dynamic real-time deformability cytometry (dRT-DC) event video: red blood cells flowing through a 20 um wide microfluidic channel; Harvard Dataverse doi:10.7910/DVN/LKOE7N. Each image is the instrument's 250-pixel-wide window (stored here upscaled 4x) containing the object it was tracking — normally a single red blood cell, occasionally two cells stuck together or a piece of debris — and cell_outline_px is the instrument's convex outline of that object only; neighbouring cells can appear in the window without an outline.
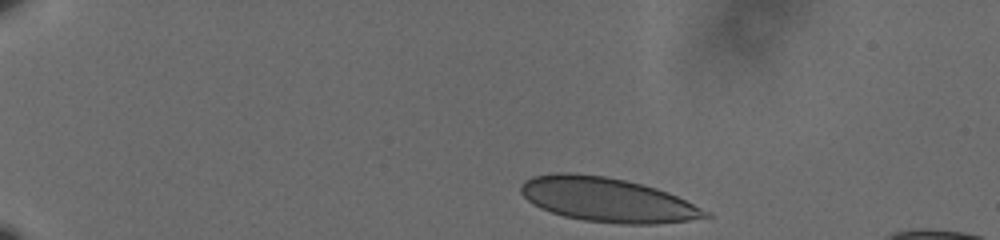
{"species": "human", "species_latin": "Homo sapiens", "temperature_condition": "cold", "stored_images_in_passage": 43, "camera_frame_rate_fps": 3000, "um_per_image_px": 0.085, "donor": {"sex": "male"}, "frame": {"image": 1, "passage_image": 1, "time_ms": 0.0, "image_size_px": [1000, 240], "cell_outline_px": [[712, 216], [688, 220], [656, 224], [620, 224], [584, 220], [564, 216], [540, 208], [532, 204], [520, 192], [520, 184], [524, 180], [532, 176], [556, 172], [572, 172], [604, 176], [624, 180], [656, 188], [668, 192], [712, 212]], "centroid_in_image_um": [51.61, 16.97], "position_along_channel_um": 33.4, "area_um2": 47.69}}
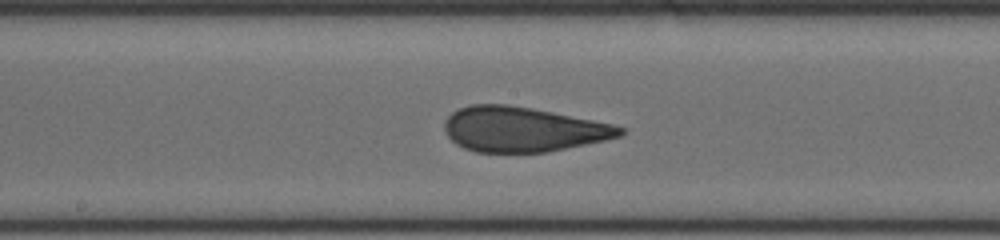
{"frame": {"image": 2, "passage_image": 23, "time_ms": 7.333, "image_size_px": [1000, 240], "cell_outline_px": [[624, 132], [620, 136], [604, 140], [548, 152], [476, 152], [464, 148], [456, 144], [444, 132], [444, 124], [448, 116], [452, 112], [468, 104], [508, 104], [532, 108], [612, 124], [624, 128]], "centroid_in_image_um": [44.39, 10.99], "position_along_channel_um": 203.8, "area_um2": 45.72}}
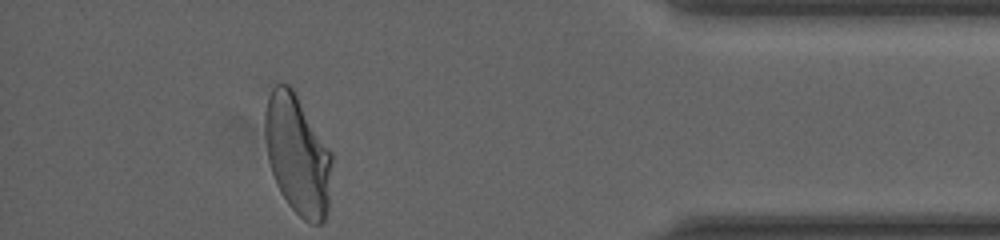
{"frame": {"image": 3, "passage_image": 43, "time_ms": 14.0, "image_size_px": [1000, 240], "cell_outline_px": [[332, 160], [328, 208], [324, 220], [320, 224], [312, 224], [304, 220], [288, 204], [280, 192], [276, 184], [268, 160], [264, 136], [264, 112], [268, 96], [272, 88], [276, 84], [288, 84], [292, 88], [332, 152]], "centroid_in_image_um": [25.27, 13.16], "position_along_channel_um": 409.9, "area_um2": 46.7}, "authors_computed_cell_mechanics": {"area_um2": 46.7602, "velocity_mm_per_s": 3.5939, "shape_relaxation_time_tau1_ms": 8.6565, "shape_relaxation_time_tau2_ms": null, "deformation_change_tau1": 0.188, "deformation_change_tau2": null}}